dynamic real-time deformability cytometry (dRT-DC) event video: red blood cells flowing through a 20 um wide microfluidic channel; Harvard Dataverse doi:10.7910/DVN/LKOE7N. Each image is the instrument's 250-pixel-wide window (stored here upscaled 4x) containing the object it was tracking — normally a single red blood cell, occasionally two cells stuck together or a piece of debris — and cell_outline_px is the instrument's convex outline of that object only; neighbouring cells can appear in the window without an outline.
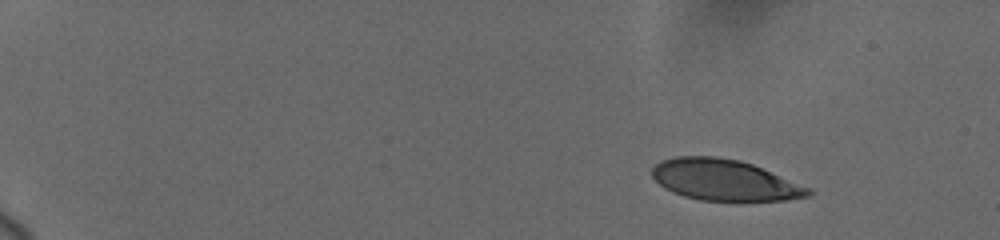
{"species": "human", "species_latin": "Homo sapiens", "temperature_condition": "cold", "stored_images_in_passage": 19, "camera_frame_rate_fps": 3000, "um_per_image_px": 0.085, "donor": {"sex": "female"}, "frame": {"image": 1, "passage_image": 1, "time_ms": 0.0, "image_size_px": [1000, 240], "cell_outline_px": [[812, 192], [808, 196], [788, 200], [700, 200], [684, 196], [672, 192], [664, 188], [652, 176], [652, 168], [660, 160], [676, 156], [716, 156], [740, 160], [752, 164], [812, 188]], "centroid_in_image_um": [61.57, 15.29], "position_along_channel_um": 23.4, "area_um2": 37.28}}
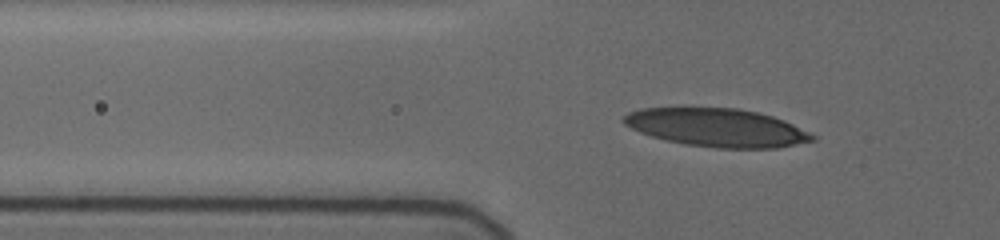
{"frame": {"image": 2, "passage_image": 17, "time_ms": 4.667, "image_size_px": [1000, 240], "cell_outline_px": [[816, 140], [776, 148], [716, 148], [684, 144], [652, 136], [640, 132], [624, 124], [620, 120], [628, 112], [640, 108], [736, 108], [760, 112], [784, 120], [816, 136]], "centroid_in_image_um": [60.93, 10.84], "position_along_channel_um": 64.9, "area_um2": 41.91}}